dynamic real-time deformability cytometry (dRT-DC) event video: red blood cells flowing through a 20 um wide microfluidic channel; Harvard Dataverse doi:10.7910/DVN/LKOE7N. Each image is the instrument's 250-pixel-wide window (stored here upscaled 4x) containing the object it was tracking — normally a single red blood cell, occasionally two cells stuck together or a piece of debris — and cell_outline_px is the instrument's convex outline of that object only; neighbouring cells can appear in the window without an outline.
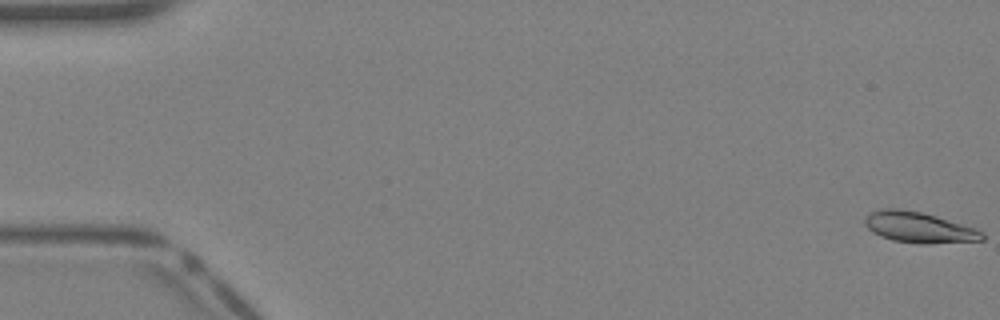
{"species": "Egyptian fruit bat (a non-hibernating species)", "species_latin": "Rousettus aegyptiacus", "temperature_condition": "warm", "stored_images_in_passage": 12, "camera_frame_rate_fps": 3000, "um_per_image_px": 0.085, "animal": {"sex": "female"}, "frame": {"image": 1, "passage_image": 1, "time_ms": 0.0, "image_size_px": [1000, 320], "cell_outline_px": [[984, 240], [924, 244], [920, 244], [892, 240], [880, 236], [872, 232], [864, 224], [864, 220], [872, 212], [884, 208], [896, 208], [920, 212], [936, 216], [976, 228], [984, 232]], "centroid_in_image_um": [78.12, 19.34], "position_along_channel_um": 6.9, "area_um2": 20.92}}